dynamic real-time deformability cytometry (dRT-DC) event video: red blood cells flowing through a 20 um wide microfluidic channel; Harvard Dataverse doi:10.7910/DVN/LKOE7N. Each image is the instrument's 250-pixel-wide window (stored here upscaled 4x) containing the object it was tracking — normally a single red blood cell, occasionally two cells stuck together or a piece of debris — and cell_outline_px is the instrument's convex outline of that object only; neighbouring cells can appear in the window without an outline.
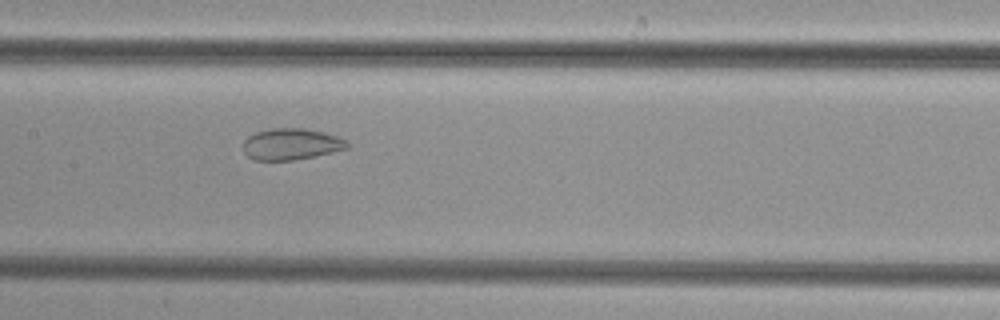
{"species": "common noctule bat (a hibernating species)", "species_latin": "Nyctalus noctula", "temperature_condition": "cold", "stored_images_in_passage": 40, "camera_frame_rate_fps": 3000, "um_per_image_px": 0.085, "animal": {"sex": "female", "body_mass_g": 29.2, "forearm_length_mm": 56.3}, "frame": {"image": 1, "passage_image": 14, "time_ms": 4.333, "image_size_px": [1000, 320], "cell_outline_px": [[348, 148], [332, 152], [292, 160], [252, 160], [244, 152], [244, 140], [248, 136], [256, 132], [272, 128], [304, 128], [324, 132], [348, 140]], "centroid_in_image_um": [24.74, 12.24], "position_along_channel_um": 182.7, "area_um2": 18.96}}
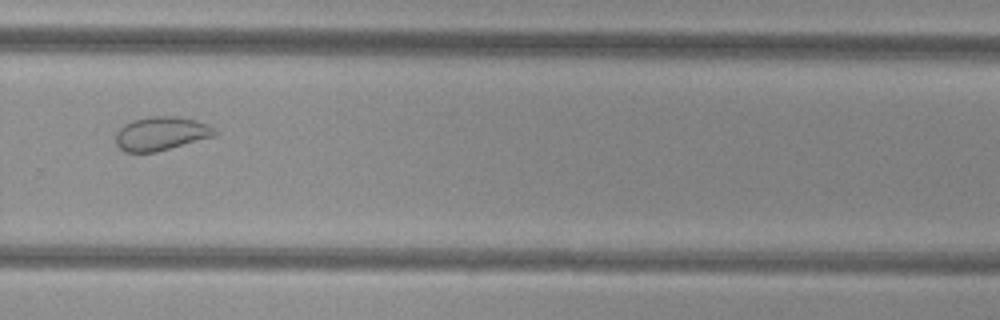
{"frame": {"image": 2, "passage_image": 24, "time_ms": 7.667, "image_size_px": [1000, 320], "cell_outline_px": [[220, 132], [216, 136], [156, 152], [124, 152], [116, 144], [116, 132], [124, 124], [132, 120], [152, 116], [180, 116], [196, 120], [208, 124], [216, 128]], "centroid_in_image_um": [13.74, 11.34], "position_along_channel_um": 316.1, "area_um2": 19.77}}
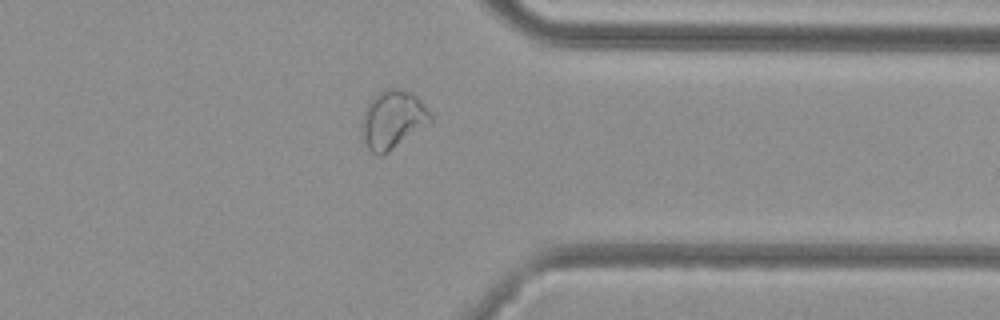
{"frame": {"image": 3, "passage_image": 29, "time_ms": 9.333, "image_size_px": [1000, 320], "cell_outline_px": [[432, 120], [388, 152], [380, 156], [376, 156], [368, 148], [364, 140], [360, 128], [364, 112], [372, 96], [384, 88], [400, 88], [412, 92], [420, 100], [432, 116]], "centroid_in_image_um": [33.34, 10.14], "position_along_channel_um": 378.1, "area_um2": 23.12}}